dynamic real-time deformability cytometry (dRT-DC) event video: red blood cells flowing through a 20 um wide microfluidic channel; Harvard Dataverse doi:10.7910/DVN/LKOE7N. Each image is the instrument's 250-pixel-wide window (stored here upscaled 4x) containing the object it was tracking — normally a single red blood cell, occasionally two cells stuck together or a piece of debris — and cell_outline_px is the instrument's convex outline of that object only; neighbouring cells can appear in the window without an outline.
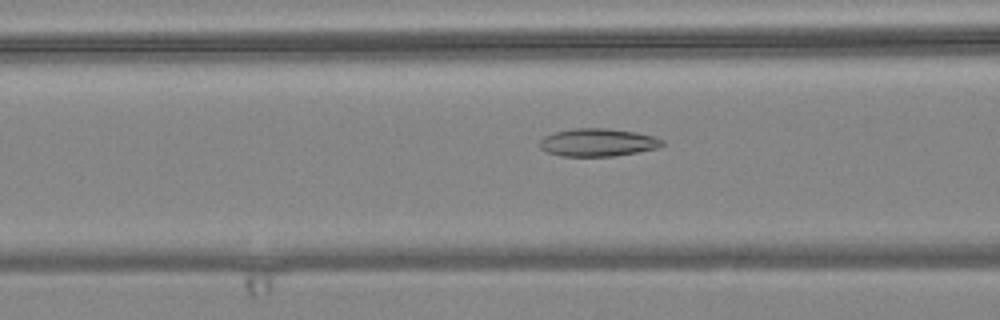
{"species": "common noctule bat (a hibernating species)", "species_latin": "Nyctalus noctula", "temperature_condition": "warm", "stored_images_in_passage": 56, "camera_frame_rate_fps": 3000, "um_per_image_px": 0.085, "animal": {"sex": "female", "body_mass_g": 24.6, "forearm_length_mm": 56.2}, "frame": {"image": 1, "passage_image": 22, "time_ms": 7.0, "image_size_px": [1000, 320], "cell_outline_px": [[664, 144], [660, 148], [616, 156], [560, 156], [548, 152], [540, 148], [540, 140], [544, 136], [556, 132], [572, 128], [608, 128], [636, 132], [652, 136], [664, 140]], "centroid_in_image_um": [50.84, 12.11], "position_along_channel_um": 115.8, "area_um2": 20.0}}
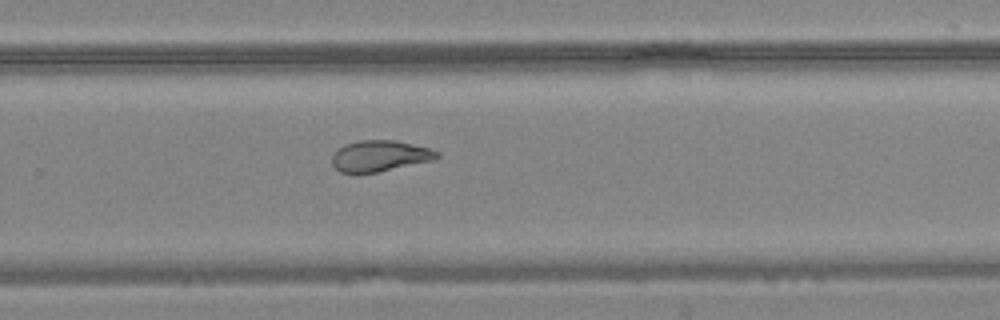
{"frame": {"image": 2, "passage_image": 37, "time_ms": 12.0, "image_size_px": [1000, 320], "cell_outline_px": [[440, 156], [436, 160], [376, 172], [340, 172], [332, 164], [332, 156], [344, 144], [360, 140], [396, 140], [428, 148], [440, 152]], "centroid_in_image_um": [32.33, 13.24], "position_along_channel_um": 297.5, "area_um2": 18.84}}
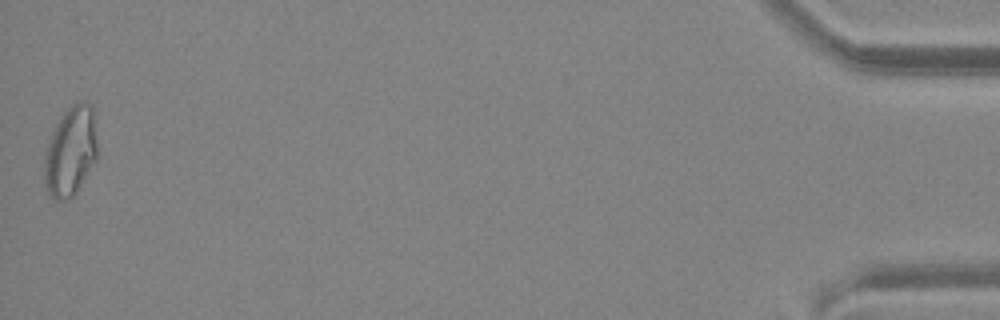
{"frame": {"image": 3, "passage_image": 56, "time_ms": 18.333, "image_size_px": [1000, 320], "cell_outline_px": [[96, 160], [76, 192], [68, 200], [52, 200], [44, 188], [44, 152], [52, 132], [60, 116], [76, 100], [92, 104], [96, 144]], "centroid_in_image_um": [5.96, 12.89], "position_along_channel_um": 429.2, "area_um2": 27.86}, "authors_computed_cell_mechanics": {"area_um2": 22.1952, "velocity_mm_per_s": 3.6399, "shape_relaxation_time_tau1_ms": null, "shape_relaxation_time_tau2_ms": 2.727, "deformation_change_tau1": null, "deformation_change_tau2": 0.0861}}